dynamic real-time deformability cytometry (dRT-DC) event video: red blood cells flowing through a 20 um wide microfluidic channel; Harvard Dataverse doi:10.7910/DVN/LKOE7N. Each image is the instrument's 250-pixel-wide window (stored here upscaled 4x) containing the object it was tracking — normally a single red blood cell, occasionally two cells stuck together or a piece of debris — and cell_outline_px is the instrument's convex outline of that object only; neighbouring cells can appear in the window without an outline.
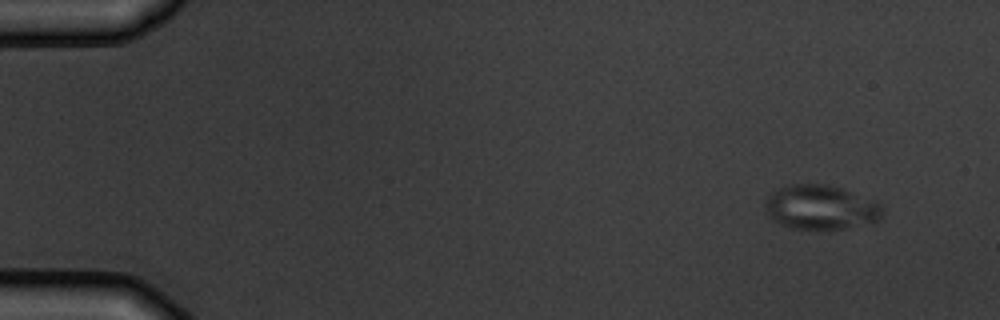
{"species": "common noctule bat (a hibernating species)", "species_latin": "Nyctalus noctula", "temperature_condition": "warm", "stored_images_in_passage": 4, "camera_frame_rate_fps": 3000, "um_per_image_px": 0.085, "animal": {"sex": "male", "body_mass_g": 19.5, "forearm_length_mm": 54.6}, "frame": {"image": 1, "passage_image": 1, "time_ms": 0.0, "image_size_px": [1000, 320], "cell_outline_px": [[884, 212], [876, 220], [844, 228], [792, 228], [768, 216], [764, 204], [764, 200], [772, 192], [788, 184], [828, 184], [840, 188], [880, 204], [884, 208]], "centroid_in_image_um": [69.71, 17.59], "position_along_channel_um": 15.3, "area_um2": 29.54}}